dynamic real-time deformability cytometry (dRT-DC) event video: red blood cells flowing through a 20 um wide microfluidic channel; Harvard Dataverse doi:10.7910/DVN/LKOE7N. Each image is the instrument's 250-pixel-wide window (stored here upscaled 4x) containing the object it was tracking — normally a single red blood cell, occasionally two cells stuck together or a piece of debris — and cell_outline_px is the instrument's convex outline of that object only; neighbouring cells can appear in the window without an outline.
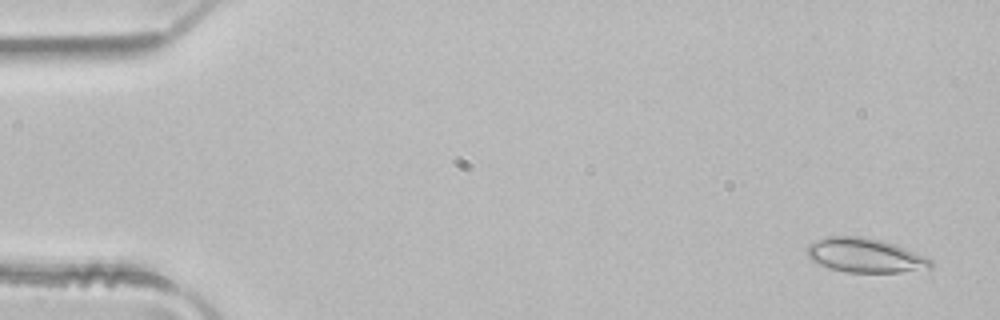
{"species": "common noctule bat (a hibernating species)", "species_latin": "Nyctalus noctula", "temperature_condition": "room temperature", "stored_images_in_passage": 3, "camera_frame_rate_fps": 3000, "um_per_image_px": 0.085, "animal": {"sex": "male", "body_mass_g": 21.5, "forearm_length_mm": 52.0}, "frame": {"image": 1, "passage_image": 1, "time_ms": 0.0, "image_size_px": [1000, 320], "cell_outline_px": [[932, 268], [900, 272], [844, 272], [828, 268], [812, 260], [808, 256], [804, 248], [808, 244], [828, 236], [864, 236], [884, 240], [896, 244], [924, 256], [932, 260]], "centroid_in_image_um": [73.51, 21.7], "position_along_channel_um": 11.5, "area_um2": 24.91}}